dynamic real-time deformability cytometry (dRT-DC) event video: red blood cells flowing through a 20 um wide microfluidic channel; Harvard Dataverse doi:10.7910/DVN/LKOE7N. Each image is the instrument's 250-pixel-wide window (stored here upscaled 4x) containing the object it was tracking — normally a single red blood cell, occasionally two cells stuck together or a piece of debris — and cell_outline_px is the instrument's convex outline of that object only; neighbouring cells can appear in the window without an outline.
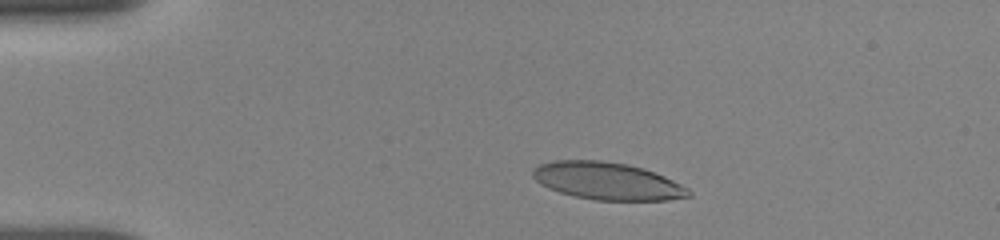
{"species": "human", "species_latin": "Homo sapiens", "temperature_condition": "room temperature", "stored_images_in_passage": 17, "camera_frame_rate_fps": 3000, "um_per_image_px": 0.085, "donor": {"sex": "female"}, "frame": {"image": 1, "passage_image": 10, "time_ms": 2.0, "image_size_px": [1000, 240], "cell_outline_px": [[692, 196], [668, 200], [596, 200], [576, 196], [560, 192], [548, 188], [540, 184], [532, 176], [532, 172], [540, 164], [552, 160], [604, 160], [628, 164], [644, 168], [664, 176], [688, 188], [692, 192]], "centroid_in_image_um": [51.63, 15.38], "position_along_channel_um": 33.4, "area_um2": 33.99}}
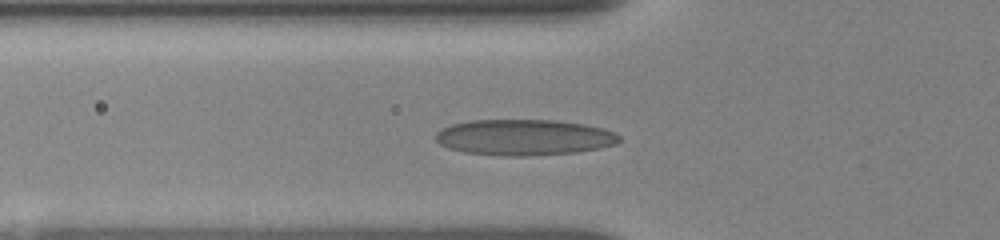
{"frame": {"image": 2, "passage_image": 16, "time_ms": 4.667, "image_size_px": [1000, 240], "cell_outline_px": [[620, 140], [616, 144], [600, 148], [576, 152], [524, 156], [504, 156], [464, 152], [448, 148], [440, 144], [436, 140], [436, 132], [440, 128], [452, 124], [472, 120], [556, 120], [584, 124], [616, 132], [620, 136]], "centroid_in_image_um": [44.54, 11.67], "position_along_channel_um": 81.3, "area_um2": 38.49}}